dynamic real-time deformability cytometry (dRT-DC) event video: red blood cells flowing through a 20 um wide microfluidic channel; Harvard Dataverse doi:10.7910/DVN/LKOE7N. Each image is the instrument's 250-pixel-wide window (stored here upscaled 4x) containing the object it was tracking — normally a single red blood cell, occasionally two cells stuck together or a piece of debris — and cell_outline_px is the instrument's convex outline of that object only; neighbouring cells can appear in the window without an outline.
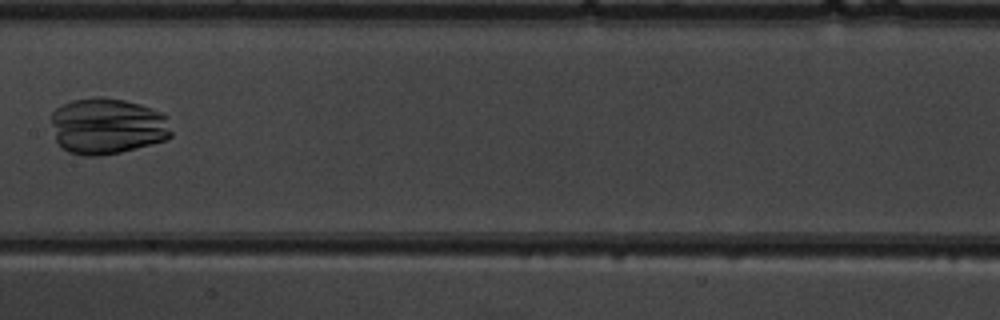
{"species": "common noctule bat (a hibernating species)", "species_latin": "Nyctalus noctula", "temperature_condition": "warm", "stored_images_in_passage": 8, "camera_frame_rate_fps": 3000, "um_per_image_px": 0.085, "animal": {"sex": "male", "body_mass_g": 19.5, "forearm_length_mm": 54.6}, "frame": {"image": 1, "passage_image": 8, "time_ms": 9.0, "image_size_px": [1000, 320], "cell_outline_px": [[172, 136], [164, 140], [120, 152], [100, 156], [84, 156], [68, 152], [56, 140], [52, 124], [52, 112], [56, 108], [72, 100], [92, 96], [100, 96], [124, 100], [140, 104], [152, 108], [168, 116], [172, 132]], "centroid_in_image_um": [9.14, 10.7], "position_along_channel_um": 198.3, "area_um2": 39.54}}